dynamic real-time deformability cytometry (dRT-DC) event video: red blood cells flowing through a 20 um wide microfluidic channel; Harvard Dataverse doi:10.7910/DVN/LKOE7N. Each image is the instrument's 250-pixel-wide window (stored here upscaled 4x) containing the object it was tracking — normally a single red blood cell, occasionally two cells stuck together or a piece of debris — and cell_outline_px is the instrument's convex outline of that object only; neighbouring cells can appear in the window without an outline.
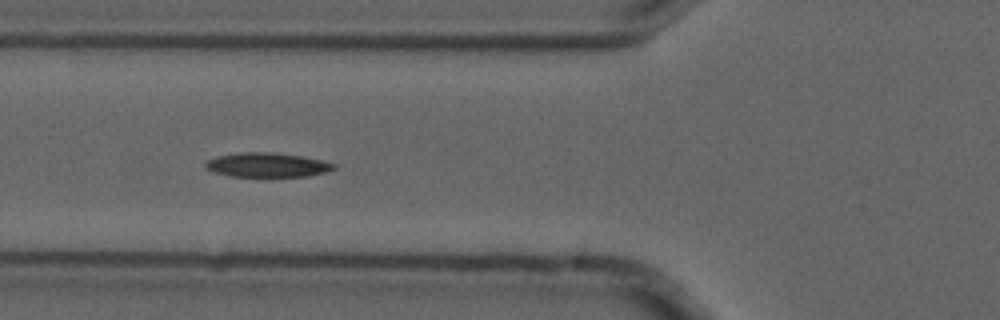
{"species": "common noctule bat (a hibernating species)", "species_latin": "Nyctalus noctula", "temperature_condition": "cold", "stored_images_in_passage": 7, "camera_frame_rate_fps": 3000, "um_per_image_px": 0.085, "animal": {"sex": "male", "forearm_length_mm": 52.5}, "frame": {"image": 1, "passage_image": 6, "time_ms": 1.667, "image_size_px": [1000, 320], "cell_outline_px": [[336, 168], [328, 172], [308, 176], [232, 176], [216, 172], [204, 168], [204, 164], [208, 160], [216, 156], [244, 152], [272, 152], [300, 156], [324, 160], [336, 164]], "centroid_in_image_um": [22.75, 14.01], "position_along_channel_um": 103.0, "area_um2": 18.15}}
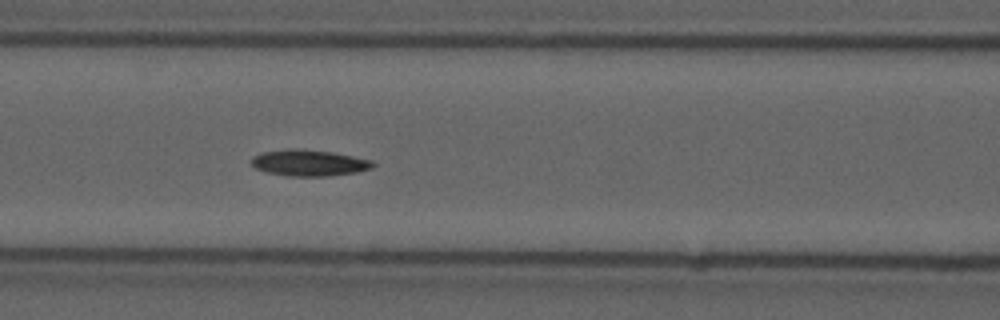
{"frame": {"image": 2, "passage_image": 7, "time_ms": 2.0, "image_size_px": [1000, 320], "cell_outline_px": [[376, 164], [372, 168], [356, 172], [328, 176], [288, 176], [264, 172], [256, 168], [252, 164], [252, 156], [264, 152], [296, 148], [332, 152], [372, 160]], "centroid_in_image_um": [26.27, 13.85], "position_along_channel_um": 140.3, "area_um2": 18.5}}